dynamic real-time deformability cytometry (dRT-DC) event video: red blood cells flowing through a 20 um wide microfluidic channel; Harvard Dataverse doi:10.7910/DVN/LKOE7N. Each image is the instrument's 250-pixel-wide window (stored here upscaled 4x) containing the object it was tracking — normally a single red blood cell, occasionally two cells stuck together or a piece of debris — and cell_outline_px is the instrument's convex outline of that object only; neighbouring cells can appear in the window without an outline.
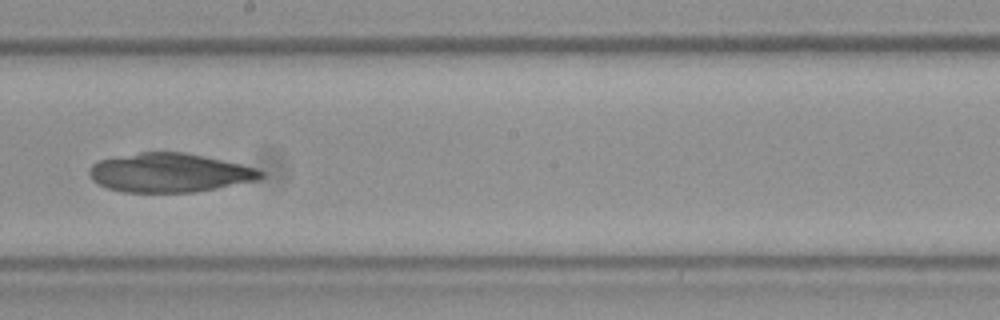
{"species": "Egyptian fruit bat (a non-hibernating species)", "species_latin": "Rousettus aegyptiacus", "temperature_condition": "room temperature", "stored_images_in_passage": 27, "camera_frame_rate_fps": 3000, "um_per_image_px": 0.085, "frame": {"image": 1, "passage_image": 12, "time_ms": 3.667, "image_size_px": [1000, 320], "cell_outline_px": [[264, 176], [260, 180], [196, 192], [124, 192], [108, 188], [92, 180], [88, 172], [88, 168], [92, 164], [100, 160], [140, 152], [184, 152], [204, 156], [240, 164], [256, 168], [264, 172]], "centroid_in_image_um": [14.43, 14.69], "position_along_channel_um": 233.8, "area_um2": 38.9}}
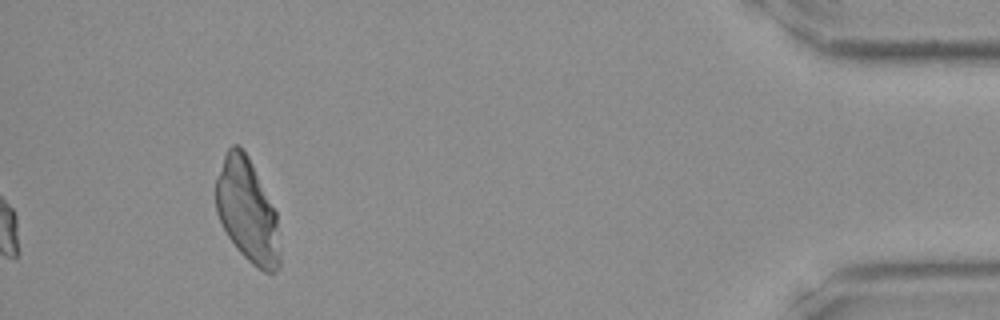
{"frame": {"image": 2, "passage_image": 27, "time_ms": 8.667, "image_size_px": [1000, 320], "cell_outline_px": [[280, 268], [272, 272], [264, 272], [252, 264], [236, 248], [228, 236], [216, 212], [216, 180], [224, 156], [228, 148], [232, 144], [240, 144], [248, 156], [276, 212], [280, 252]], "centroid_in_image_um": [21.02, 17.92], "position_along_channel_um": 414.2, "area_um2": 38.32}}